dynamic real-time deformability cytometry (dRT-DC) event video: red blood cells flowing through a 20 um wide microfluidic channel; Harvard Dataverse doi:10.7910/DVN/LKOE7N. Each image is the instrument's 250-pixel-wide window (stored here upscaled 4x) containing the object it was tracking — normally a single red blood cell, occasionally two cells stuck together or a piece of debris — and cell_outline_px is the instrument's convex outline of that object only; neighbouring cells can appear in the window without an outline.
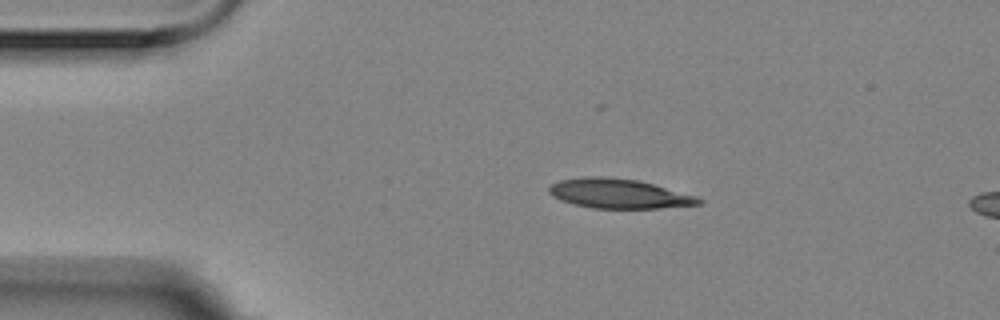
{"species": "Egyptian fruit bat (a non-hibernating species)", "species_latin": "Rousettus aegyptiacus", "temperature_condition": "room temperature", "stored_images_in_passage": 4, "camera_frame_rate_fps": 3000, "um_per_image_px": 0.085, "animal": {"sex": "female"}, "frame": {"image": 1, "passage_image": 2, "time_ms": 0.333, "image_size_px": [1000, 320], "cell_outline_px": [[704, 204], [660, 208], [592, 208], [572, 204], [560, 200], [552, 196], [548, 192], [548, 188], [552, 184], [560, 180], [588, 176], [604, 176], [640, 180], [696, 196], [704, 200]], "centroid_in_image_um": [52.61, 16.46], "position_along_channel_um": 32.4, "area_um2": 25.95}}
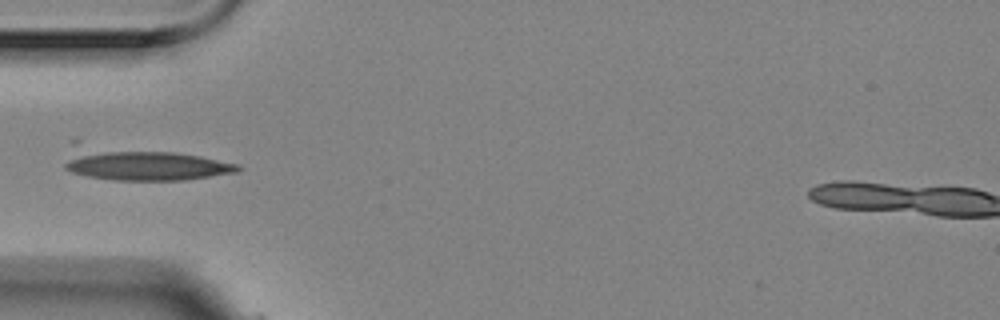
{"frame": {"image": 2, "passage_image": 4, "time_ms": 1.0, "image_size_px": [1000, 320], "cell_outline_px": [[244, 168], [236, 172], [184, 180], [112, 180], [88, 176], [72, 172], [64, 168], [64, 164], [72, 140], [76, 136], [200, 156], [240, 164]], "centroid_in_image_um": [11.85, 13.8], "position_along_channel_um": 73.2, "area_um2": 35.78}}